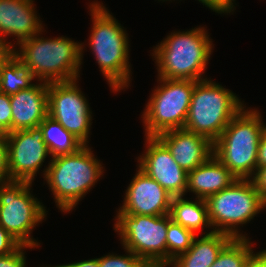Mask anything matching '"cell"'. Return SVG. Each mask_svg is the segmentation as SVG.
<instances>
[{"label":"cell","mask_w":266,"mask_h":267,"mask_svg":"<svg viewBox=\"0 0 266 267\" xmlns=\"http://www.w3.org/2000/svg\"><path fill=\"white\" fill-rule=\"evenodd\" d=\"M42 32L19 42V50L14 47L13 54L31 69L37 81L77 80L85 46L63 36L46 39L40 37Z\"/></svg>","instance_id":"cell-1"},{"label":"cell","mask_w":266,"mask_h":267,"mask_svg":"<svg viewBox=\"0 0 266 267\" xmlns=\"http://www.w3.org/2000/svg\"><path fill=\"white\" fill-rule=\"evenodd\" d=\"M89 6L93 27L88 45L110 88L118 92L131 81L128 34L103 3L93 1Z\"/></svg>","instance_id":"cell-2"},{"label":"cell","mask_w":266,"mask_h":267,"mask_svg":"<svg viewBox=\"0 0 266 267\" xmlns=\"http://www.w3.org/2000/svg\"><path fill=\"white\" fill-rule=\"evenodd\" d=\"M205 27L172 32L154 47L159 78L202 81L212 53V40Z\"/></svg>","instance_id":"cell-3"},{"label":"cell","mask_w":266,"mask_h":267,"mask_svg":"<svg viewBox=\"0 0 266 267\" xmlns=\"http://www.w3.org/2000/svg\"><path fill=\"white\" fill-rule=\"evenodd\" d=\"M48 164L43 171L44 180L54 195L56 205L64 213L77 206L104 172L102 163L88 145L75 153L54 157Z\"/></svg>","instance_id":"cell-4"},{"label":"cell","mask_w":266,"mask_h":267,"mask_svg":"<svg viewBox=\"0 0 266 267\" xmlns=\"http://www.w3.org/2000/svg\"><path fill=\"white\" fill-rule=\"evenodd\" d=\"M257 109L244 107L213 143V155L238 179H250L257 168L259 140L265 129Z\"/></svg>","instance_id":"cell-5"},{"label":"cell","mask_w":266,"mask_h":267,"mask_svg":"<svg viewBox=\"0 0 266 267\" xmlns=\"http://www.w3.org/2000/svg\"><path fill=\"white\" fill-rule=\"evenodd\" d=\"M231 90L206 80L198 81L191 95V102L184 129L207 137L214 143L244 104Z\"/></svg>","instance_id":"cell-6"},{"label":"cell","mask_w":266,"mask_h":267,"mask_svg":"<svg viewBox=\"0 0 266 267\" xmlns=\"http://www.w3.org/2000/svg\"><path fill=\"white\" fill-rule=\"evenodd\" d=\"M205 201L213 232L225 233L232 238H247L238 231V226L250 222L266 208V202L250 179H236Z\"/></svg>","instance_id":"cell-7"},{"label":"cell","mask_w":266,"mask_h":267,"mask_svg":"<svg viewBox=\"0 0 266 267\" xmlns=\"http://www.w3.org/2000/svg\"><path fill=\"white\" fill-rule=\"evenodd\" d=\"M114 230L121 244L149 267H167V215H137L118 212Z\"/></svg>","instance_id":"cell-8"},{"label":"cell","mask_w":266,"mask_h":267,"mask_svg":"<svg viewBox=\"0 0 266 267\" xmlns=\"http://www.w3.org/2000/svg\"><path fill=\"white\" fill-rule=\"evenodd\" d=\"M160 85L142 114L145 136H157L168 130L184 128L191 95L198 81L159 78Z\"/></svg>","instance_id":"cell-9"},{"label":"cell","mask_w":266,"mask_h":267,"mask_svg":"<svg viewBox=\"0 0 266 267\" xmlns=\"http://www.w3.org/2000/svg\"><path fill=\"white\" fill-rule=\"evenodd\" d=\"M32 183L9 181L0 184V225L21 245L38 247L40 244L30 234L44 220L46 209L30 193Z\"/></svg>","instance_id":"cell-10"},{"label":"cell","mask_w":266,"mask_h":267,"mask_svg":"<svg viewBox=\"0 0 266 267\" xmlns=\"http://www.w3.org/2000/svg\"><path fill=\"white\" fill-rule=\"evenodd\" d=\"M76 81L48 83V115L87 145L92 112Z\"/></svg>","instance_id":"cell-11"},{"label":"cell","mask_w":266,"mask_h":267,"mask_svg":"<svg viewBox=\"0 0 266 267\" xmlns=\"http://www.w3.org/2000/svg\"><path fill=\"white\" fill-rule=\"evenodd\" d=\"M10 181L32 183L50 154L40 127L16 130L7 137Z\"/></svg>","instance_id":"cell-12"},{"label":"cell","mask_w":266,"mask_h":267,"mask_svg":"<svg viewBox=\"0 0 266 267\" xmlns=\"http://www.w3.org/2000/svg\"><path fill=\"white\" fill-rule=\"evenodd\" d=\"M145 144L146 152L138 158V167L173 197H184L188 172L177 164L168 148L156 136H146Z\"/></svg>","instance_id":"cell-13"},{"label":"cell","mask_w":266,"mask_h":267,"mask_svg":"<svg viewBox=\"0 0 266 267\" xmlns=\"http://www.w3.org/2000/svg\"><path fill=\"white\" fill-rule=\"evenodd\" d=\"M173 196L157 181L148 176L139 167L125 192L123 205L117 212L137 215L170 214Z\"/></svg>","instance_id":"cell-14"},{"label":"cell","mask_w":266,"mask_h":267,"mask_svg":"<svg viewBox=\"0 0 266 267\" xmlns=\"http://www.w3.org/2000/svg\"><path fill=\"white\" fill-rule=\"evenodd\" d=\"M34 5L33 0H0L1 45L14 48L6 42L7 35L16 37L18 44L44 30Z\"/></svg>","instance_id":"cell-15"},{"label":"cell","mask_w":266,"mask_h":267,"mask_svg":"<svg viewBox=\"0 0 266 267\" xmlns=\"http://www.w3.org/2000/svg\"><path fill=\"white\" fill-rule=\"evenodd\" d=\"M174 160L187 172L201 165L213 154V143L205 136L184 128L168 130L156 136Z\"/></svg>","instance_id":"cell-16"},{"label":"cell","mask_w":266,"mask_h":267,"mask_svg":"<svg viewBox=\"0 0 266 267\" xmlns=\"http://www.w3.org/2000/svg\"><path fill=\"white\" fill-rule=\"evenodd\" d=\"M48 83L39 81L29 89L10 95L11 132L39 127L48 116Z\"/></svg>","instance_id":"cell-17"},{"label":"cell","mask_w":266,"mask_h":267,"mask_svg":"<svg viewBox=\"0 0 266 267\" xmlns=\"http://www.w3.org/2000/svg\"><path fill=\"white\" fill-rule=\"evenodd\" d=\"M236 178L213 154L201 165L188 172L187 192L196 194V198L208 197L226 189Z\"/></svg>","instance_id":"cell-18"},{"label":"cell","mask_w":266,"mask_h":267,"mask_svg":"<svg viewBox=\"0 0 266 267\" xmlns=\"http://www.w3.org/2000/svg\"><path fill=\"white\" fill-rule=\"evenodd\" d=\"M232 239L225 233L210 232L194 238L191 247L168 265L171 267H211L222 248Z\"/></svg>","instance_id":"cell-19"},{"label":"cell","mask_w":266,"mask_h":267,"mask_svg":"<svg viewBox=\"0 0 266 267\" xmlns=\"http://www.w3.org/2000/svg\"><path fill=\"white\" fill-rule=\"evenodd\" d=\"M187 200L183 196L173 197L171 201V219L182 227L192 231L195 235L201 229L211 228L206 201L195 198Z\"/></svg>","instance_id":"cell-20"},{"label":"cell","mask_w":266,"mask_h":267,"mask_svg":"<svg viewBox=\"0 0 266 267\" xmlns=\"http://www.w3.org/2000/svg\"><path fill=\"white\" fill-rule=\"evenodd\" d=\"M51 158L75 153L84 144L49 115L39 124Z\"/></svg>","instance_id":"cell-21"},{"label":"cell","mask_w":266,"mask_h":267,"mask_svg":"<svg viewBox=\"0 0 266 267\" xmlns=\"http://www.w3.org/2000/svg\"><path fill=\"white\" fill-rule=\"evenodd\" d=\"M34 79L31 69L12 54L1 68L0 92L7 95L16 94L32 87Z\"/></svg>","instance_id":"cell-22"},{"label":"cell","mask_w":266,"mask_h":267,"mask_svg":"<svg viewBox=\"0 0 266 267\" xmlns=\"http://www.w3.org/2000/svg\"><path fill=\"white\" fill-rule=\"evenodd\" d=\"M247 238H232L220 251L211 267H244L253 254L252 242Z\"/></svg>","instance_id":"cell-23"},{"label":"cell","mask_w":266,"mask_h":267,"mask_svg":"<svg viewBox=\"0 0 266 267\" xmlns=\"http://www.w3.org/2000/svg\"><path fill=\"white\" fill-rule=\"evenodd\" d=\"M197 237L192 231L175 223L168 214L167 228V267L178 255L186 252Z\"/></svg>","instance_id":"cell-24"},{"label":"cell","mask_w":266,"mask_h":267,"mask_svg":"<svg viewBox=\"0 0 266 267\" xmlns=\"http://www.w3.org/2000/svg\"><path fill=\"white\" fill-rule=\"evenodd\" d=\"M127 255L108 254L99 258V267H149L140 257L128 249Z\"/></svg>","instance_id":"cell-25"},{"label":"cell","mask_w":266,"mask_h":267,"mask_svg":"<svg viewBox=\"0 0 266 267\" xmlns=\"http://www.w3.org/2000/svg\"><path fill=\"white\" fill-rule=\"evenodd\" d=\"M33 247L20 245L14 252L0 256V267H26L24 250Z\"/></svg>","instance_id":"cell-26"},{"label":"cell","mask_w":266,"mask_h":267,"mask_svg":"<svg viewBox=\"0 0 266 267\" xmlns=\"http://www.w3.org/2000/svg\"><path fill=\"white\" fill-rule=\"evenodd\" d=\"M21 244L0 225V256L14 252Z\"/></svg>","instance_id":"cell-27"},{"label":"cell","mask_w":266,"mask_h":267,"mask_svg":"<svg viewBox=\"0 0 266 267\" xmlns=\"http://www.w3.org/2000/svg\"><path fill=\"white\" fill-rule=\"evenodd\" d=\"M11 104H10V95L0 92V123L11 132Z\"/></svg>","instance_id":"cell-28"},{"label":"cell","mask_w":266,"mask_h":267,"mask_svg":"<svg viewBox=\"0 0 266 267\" xmlns=\"http://www.w3.org/2000/svg\"><path fill=\"white\" fill-rule=\"evenodd\" d=\"M10 181L8 168V145L6 138H0V183Z\"/></svg>","instance_id":"cell-29"},{"label":"cell","mask_w":266,"mask_h":267,"mask_svg":"<svg viewBox=\"0 0 266 267\" xmlns=\"http://www.w3.org/2000/svg\"><path fill=\"white\" fill-rule=\"evenodd\" d=\"M203 3L209 9L215 11L216 13H229L235 9L233 5L235 0H198Z\"/></svg>","instance_id":"cell-30"},{"label":"cell","mask_w":266,"mask_h":267,"mask_svg":"<svg viewBox=\"0 0 266 267\" xmlns=\"http://www.w3.org/2000/svg\"><path fill=\"white\" fill-rule=\"evenodd\" d=\"M250 180L253 182L255 189L260 193L262 199L266 202V166L256 168Z\"/></svg>","instance_id":"cell-31"},{"label":"cell","mask_w":266,"mask_h":267,"mask_svg":"<svg viewBox=\"0 0 266 267\" xmlns=\"http://www.w3.org/2000/svg\"><path fill=\"white\" fill-rule=\"evenodd\" d=\"M265 166H266V127L261 134L257 152V168Z\"/></svg>","instance_id":"cell-32"},{"label":"cell","mask_w":266,"mask_h":267,"mask_svg":"<svg viewBox=\"0 0 266 267\" xmlns=\"http://www.w3.org/2000/svg\"><path fill=\"white\" fill-rule=\"evenodd\" d=\"M51 267V266H50ZM52 267H99V258L73 262L71 264H63Z\"/></svg>","instance_id":"cell-33"},{"label":"cell","mask_w":266,"mask_h":267,"mask_svg":"<svg viewBox=\"0 0 266 267\" xmlns=\"http://www.w3.org/2000/svg\"><path fill=\"white\" fill-rule=\"evenodd\" d=\"M244 267H262V251L253 253L245 263Z\"/></svg>","instance_id":"cell-34"},{"label":"cell","mask_w":266,"mask_h":267,"mask_svg":"<svg viewBox=\"0 0 266 267\" xmlns=\"http://www.w3.org/2000/svg\"><path fill=\"white\" fill-rule=\"evenodd\" d=\"M12 54H13V48L3 46V45L0 46V76H1L2 66Z\"/></svg>","instance_id":"cell-35"},{"label":"cell","mask_w":266,"mask_h":267,"mask_svg":"<svg viewBox=\"0 0 266 267\" xmlns=\"http://www.w3.org/2000/svg\"><path fill=\"white\" fill-rule=\"evenodd\" d=\"M9 131L0 123V138H6Z\"/></svg>","instance_id":"cell-36"},{"label":"cell","mask_w":266,"mask_h":267,"mask_svg":"<svg viewBox=\"0 0 266 267\" xmlns=\"http://www.w3.org/2000/svg\"><path fill=\"white\" fill-rule=\"evenodd\" d=\"M262 267H266V249L262 251Z\"/></svg>","instance_id":"cell-37"}]
</instances>
